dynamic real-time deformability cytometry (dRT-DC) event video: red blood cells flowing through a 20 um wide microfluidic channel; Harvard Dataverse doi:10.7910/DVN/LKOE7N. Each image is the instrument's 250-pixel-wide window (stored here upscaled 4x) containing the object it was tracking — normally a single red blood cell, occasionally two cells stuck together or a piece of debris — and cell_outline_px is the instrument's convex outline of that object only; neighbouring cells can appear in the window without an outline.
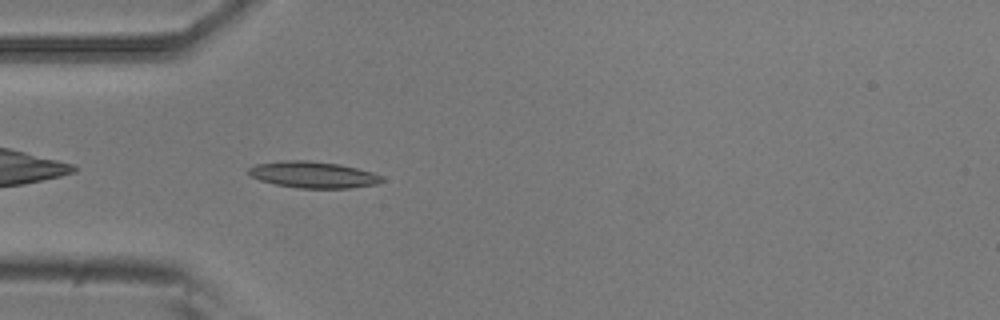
{"species": "common noctule bat (a hibernating species)", "species_latin": "Nyctalus noctula", "temperature_condition": "room temperature", "stored_images_in_passage": 4, "camera_frame_rate_fps": 3000, "um_per_image_px": 0.085, "animal": {"sex": "male", "body_mass_g": 20.5, "forearm_length_mm": 52.5}, "frame": {"image": 1, "passage_image": 4, "time_ms": 1.0, "image_size_px": [1000, 320], "cell_outline_px": [[384, 180], [376, 184], [348, 188], [300, 188], [276, 184], [260, 180], [252, 176], [248, 172], [248, 168], [256, 164], [284, 160], [308, 160], [340, 164], [372, 172], [380, 176]], "centroid_in_image_um": [26.6, 14.84], "position_along_channel_um": 58.4, "area_um2": 20.35}}